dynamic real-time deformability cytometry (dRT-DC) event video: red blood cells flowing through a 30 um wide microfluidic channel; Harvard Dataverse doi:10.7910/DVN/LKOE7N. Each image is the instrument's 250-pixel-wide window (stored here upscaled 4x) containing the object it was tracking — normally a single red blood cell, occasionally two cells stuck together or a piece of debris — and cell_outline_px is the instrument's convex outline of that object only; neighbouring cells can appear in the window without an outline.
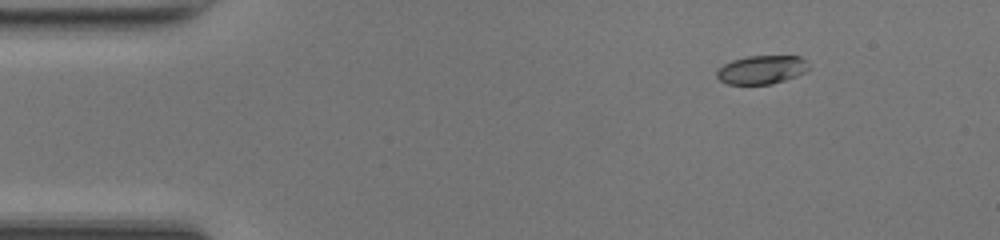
{"species": "common noctule bat (a hibernating species)", "species_latin": "Nyctalus noctula", "temperature_condition": "room temperature", "stored_images_in_passage": 40, "camera_frame_rate_fps": 3000, "um_per_image_px": 0.085, "animal": {"sex": "female", "body_mass_g": 17.0, "forearm_length_mm": 48.0}, "frame": {"image": 1, "passage_image": 1, "time_ms": 0.0, "image_size_px": [1000, 240], "cell_outline_px": [[792, 56], [780, 76], [776, 80], [764, 84], [736, 84], [728, 80], [724, 68], [740, 60], [764, 56]], "centroid_in_image_um": [64.35, 5.94], "position_along_channel_um": 20.7, "area_um2": 10.17}}
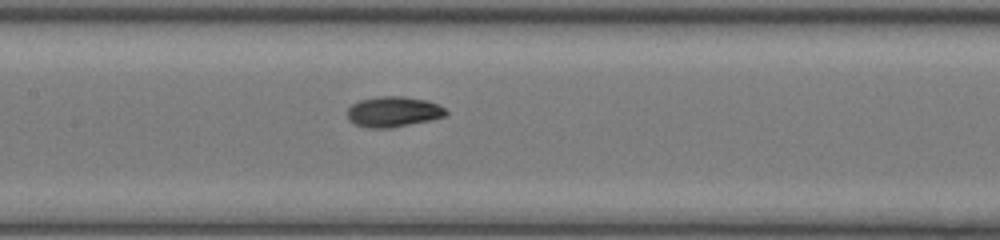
{"frame": {"image": 2, "passage_image": 18, "time_ms": 5.667, "image_size_px": [1000, 240], "cell_outline_px": [[444, 112], [436, 116], [396, 124], [368, 124], [356, 120], [352, 116], [352, 112], [360, 104], [376, 100], [412, 100], [432, 104], [440, 108]], "centroid_in_image_um": [33.52, 9.49], "position_along_channel_um": 173.9, "area_um2": 12.25}}
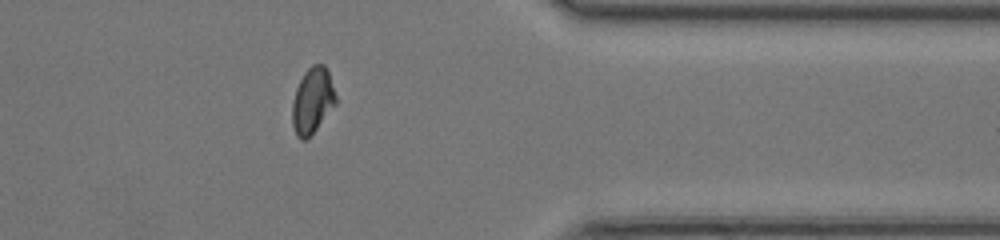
{"frame": {"image": 3, "passage_image": 34, "time_ms": 11.0, "image_size_px": [1000, 240], "cell_outline_px": [[332, 100], [312, 132], [308, 136], [300, 136], [296, 128], [296, 96], [300, 84], [304, 76], [312, 68], [324, 68], [328, 76], [332, 92]], "centroid_in_image_um": [26.55, 8.52], "position_along_channel_um": 384.9, "area_um2": 12.83}, "authors_computed_cell_mechanics": {"area_um2": 12.138, "velocity_mm_per_s": 4.2705, "shape_relaxation_time_tau1_ms": null, "shape_relaxation_time_tau2_ms": 2.0347, "deformation_change_tau1": null, "deformation_change_tau2": 0.0648}}